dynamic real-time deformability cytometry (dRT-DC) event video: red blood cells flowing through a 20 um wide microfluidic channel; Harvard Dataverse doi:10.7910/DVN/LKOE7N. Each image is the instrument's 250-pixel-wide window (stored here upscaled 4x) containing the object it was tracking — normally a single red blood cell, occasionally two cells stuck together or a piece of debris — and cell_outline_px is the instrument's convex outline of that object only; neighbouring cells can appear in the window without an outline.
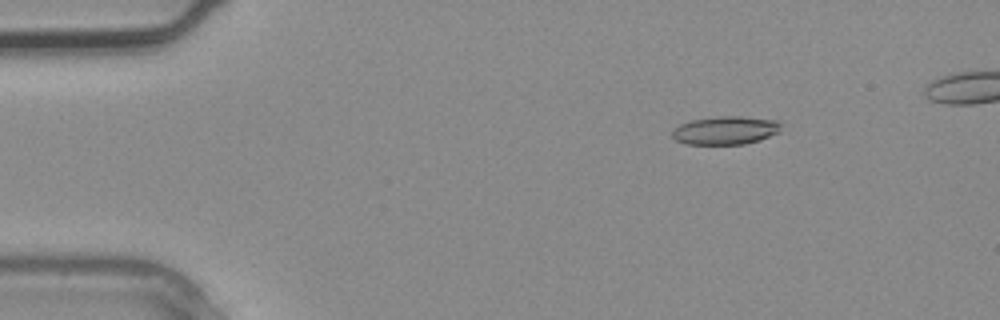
{"species": "common noctule bat (a hibernating species)", "species_latin": "Nyctalus noctula", "temperature_condition": "warm", "stored_images_in_passage": 3, "camera_frame_rate_fps": 3000, "um_per_image_px": 0.085, "animal": {"sex": "male", "body_mass_g": 20.4}, "frame": {"image": 1, "passage_image": 1, "time_ms": 0.0, "image_size_px": [1000, 320], "cell_outline_px": [[780, 132], [760, 140], [744, 144], [684, 144], [676, 140], [672, 136], [672, 132], [680, 124], [692, 120], [720, 116], [740, 116], [776, 120], [780, 124]], "centroid_in_image_um": [61.67, 11.08], "position_along_channel_um": 23.3, "area_um2": 17.86}}